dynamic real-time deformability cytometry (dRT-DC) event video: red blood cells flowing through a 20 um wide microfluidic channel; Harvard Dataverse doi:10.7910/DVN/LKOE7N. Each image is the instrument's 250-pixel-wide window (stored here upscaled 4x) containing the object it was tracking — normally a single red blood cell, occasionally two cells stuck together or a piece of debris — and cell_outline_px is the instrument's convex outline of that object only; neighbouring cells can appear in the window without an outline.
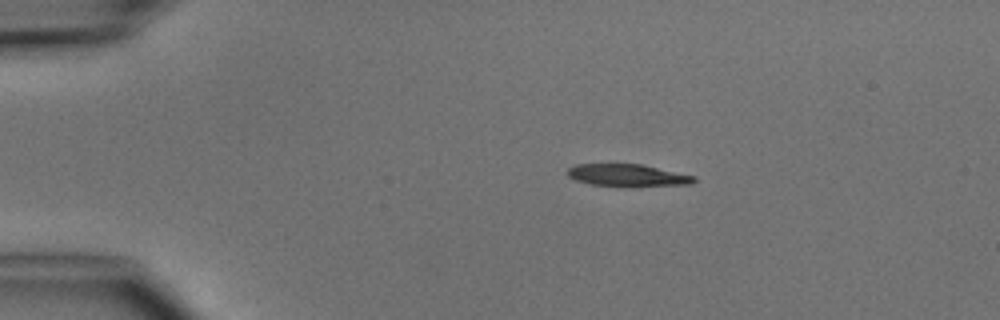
{"species": "common noctule bat (a hibernating species)", "species_latin": "Nyctalus noctula", "temperature_condition": "cold", "stored_images_in_passage": 5, "camera_frame_rate_fps": 3000, "um_per_image_px": 0.085, "animal": {"sex": "male", "body_mass_g": 15.6}, "frame": {"image": 1, "passage_image": 2, "time_ms": 1.0, "image_size_px": [1000, 320], "cell_outline_px": [[696, 180], [692, 184], [628, 188], [592, 184], [576, 180], [568, 176], [568, 168], [576, 164], [640, 164], [696, 176]], "centroid_in_image_um": [53.38, 14.93], "position_along_channel_um": 31.6, "area_um2": 16.76}}
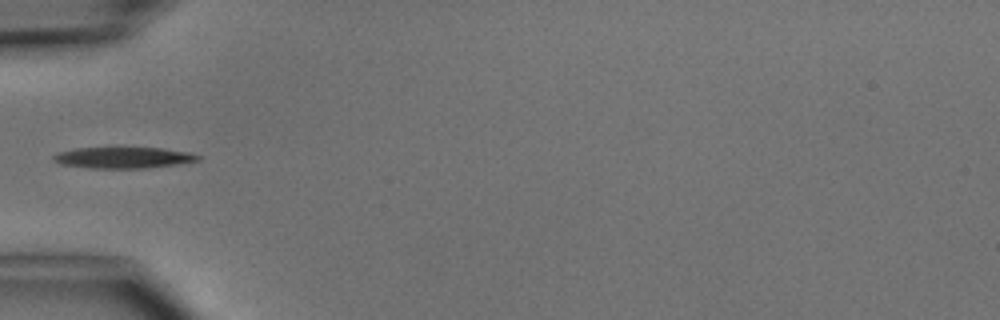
{"frame": {"image": 2, "passage_image": 4, "time_ms": 3.333, "image_size_px": [1000, 320], "cell_outline_px": [[200, 160], [184, 164], [144, 168], [92, 168], [60, 164], [52, 160], [52, 156], [60, 152], [76, 148], [164, 148], [188, 152], [200, 156]], "centroid_in_image_um": [10.53, 13.41], "position_along_channel_um": 74.5, "area_um2": 17.86}}